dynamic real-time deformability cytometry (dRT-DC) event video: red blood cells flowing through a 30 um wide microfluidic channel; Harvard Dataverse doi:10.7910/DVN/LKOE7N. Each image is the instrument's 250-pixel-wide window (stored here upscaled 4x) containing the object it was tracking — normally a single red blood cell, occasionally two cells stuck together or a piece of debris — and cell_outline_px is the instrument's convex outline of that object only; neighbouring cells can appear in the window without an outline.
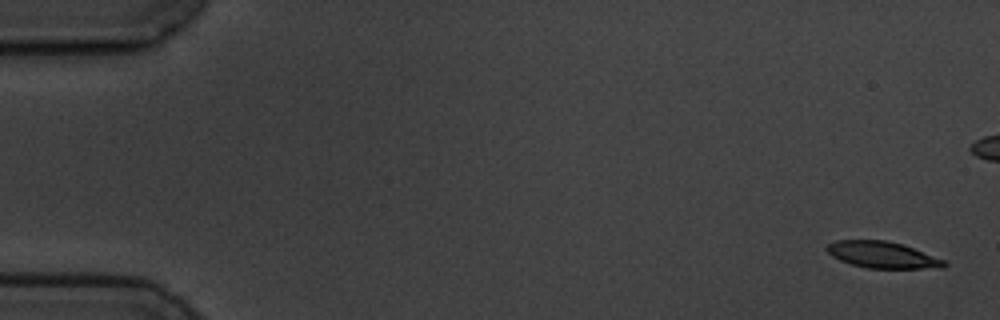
{"species": "common noctule bat (a hibernating species)", "species_latin": "Nyctalus noctula", "temperature_condition": "cold", "stored_images_in_passage": 5, "camera_frame_rate_fps": 3000, "um_per_image_px": 0.085, "animal": {"sex": "male", "body_mass_g": 19.5, "forearm_length_mm": 54.6}, "frame": {"image": 1, "passage_image": 1, "time_ms": 0.0, "image_size_px": [1000, 320], "cell_outline_px": [[948, 264], [944, 268], [868, 268], [852, 264], [840, 260], [832, 256], [824, 248], [828, 244], [836, 240], [884, 240], [900, 244], [912, 248], [944, 260]], "centroid_in_image_um": [74.98, 21.66], "position_along_channel_um": 10.0, "area_um2": 17.86}}
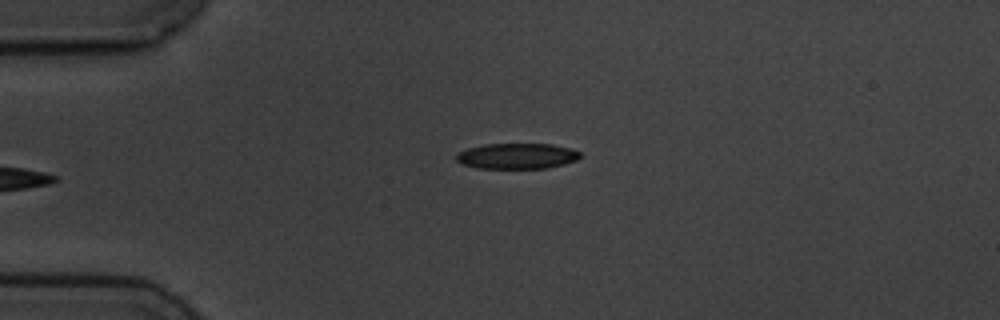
{"frame": {"image": 2, "passage_image": 5, "time_ms": 6.0, "image_size_px": [1000, 320], "cell_outline_px": [[580, 156], [576, 160], [564, 164], [548, 168], [476, 168], [464, 164], [456, 160], [456, 156], [460, 152], [468, 148], [484, 144], [552, 144], [572, 148], [580, 152]], "centroid_in_image_um": [43.97, 13.26], "position_along_channel_um": 41.0, "area_um2": 18.44}}